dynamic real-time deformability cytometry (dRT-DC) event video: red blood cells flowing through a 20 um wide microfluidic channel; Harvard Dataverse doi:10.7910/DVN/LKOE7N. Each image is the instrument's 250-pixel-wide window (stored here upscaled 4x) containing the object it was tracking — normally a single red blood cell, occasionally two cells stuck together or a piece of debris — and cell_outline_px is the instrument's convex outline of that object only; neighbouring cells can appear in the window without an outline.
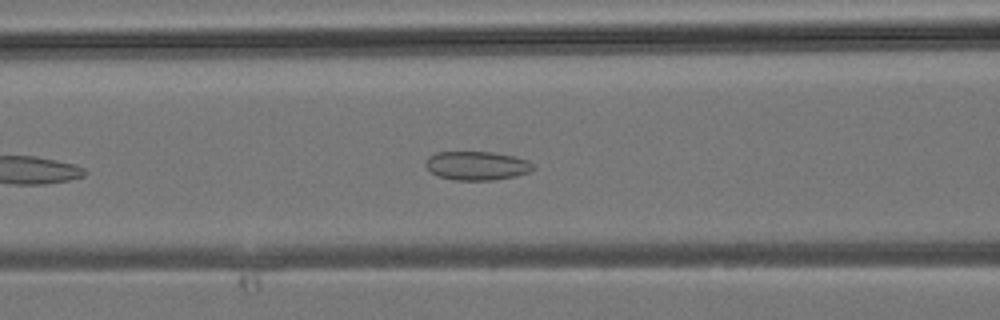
{"species": "common noctule bat (a hibernating species)", "species_latin": "Nyctalus noctula", "temperature_condition": "room temperature", "stored_images_in_passage": 19, "camera_frame_rate_fps": 3000, "um_per_image_px": 0.085, "animal": {"sex": "male", "body_mass_g": 19.2, "forearm_length_mm": 51.8}, "frame": {"image": 1, "passage_image": 6, "time_ms": 1.667, "image_size_px": [1000, 320], "cell_outline_px": [[536, 168], [528, 172], [516, 176], [492, 180], [456, 180], [440, 176], [432, 172], [424, 164], [428, 156], [436, 152], [492, 152], [512, 156], [528, 160], [536, 164]], "centroid_in_image_um": [40.56, 14.08], "position_along_channel_um": 126.0, "area_um2": 18.03}}